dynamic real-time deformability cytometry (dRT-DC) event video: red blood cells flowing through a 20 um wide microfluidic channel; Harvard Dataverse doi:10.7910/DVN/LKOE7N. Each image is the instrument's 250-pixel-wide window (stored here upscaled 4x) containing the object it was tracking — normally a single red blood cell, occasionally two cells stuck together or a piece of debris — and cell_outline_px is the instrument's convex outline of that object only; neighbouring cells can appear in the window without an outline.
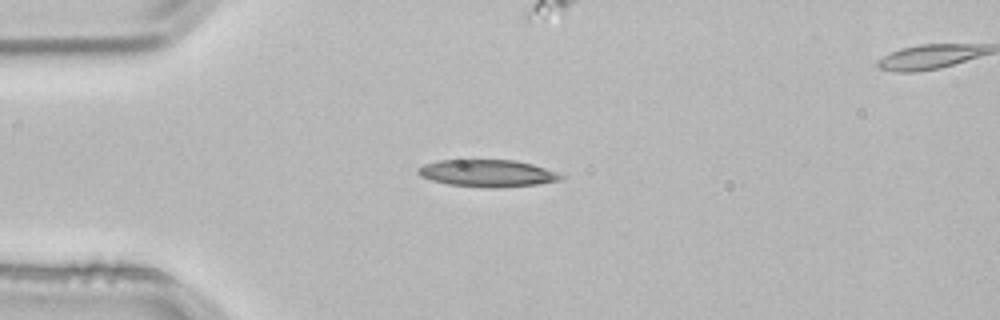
{"species": "common noctule bat (a hibernating species)", "species_latin": "Nyctalus noctula", "temperature_condition": "room temperature", "stored_images_in_passage": 3, "camera_frame_rate_fps": 3000, "um_per_image_px": 0.085, "animal": {"sex": "male", "body_mass_g": 21.5, "forearm_length_mm": 52.0}, "frame": {"image": 1, "passage_image": 3, "time_ms": 0.667, "image_size_px": [1000, 320], "cell_outline_px": [[564, 176], [560, 180], [540, 184], [500, 188], [488, 188], [448, 184], [432, 180], [420, 176], [416, 172], [416, 168], [424, 164], [440, 160], [468, 156], [516, 160], [532, 164], [556, 172]], "centroid_in_image_um": [41.37, 14.67], "position_along_channel_um": 43.6, "area_um2": 23.76}}